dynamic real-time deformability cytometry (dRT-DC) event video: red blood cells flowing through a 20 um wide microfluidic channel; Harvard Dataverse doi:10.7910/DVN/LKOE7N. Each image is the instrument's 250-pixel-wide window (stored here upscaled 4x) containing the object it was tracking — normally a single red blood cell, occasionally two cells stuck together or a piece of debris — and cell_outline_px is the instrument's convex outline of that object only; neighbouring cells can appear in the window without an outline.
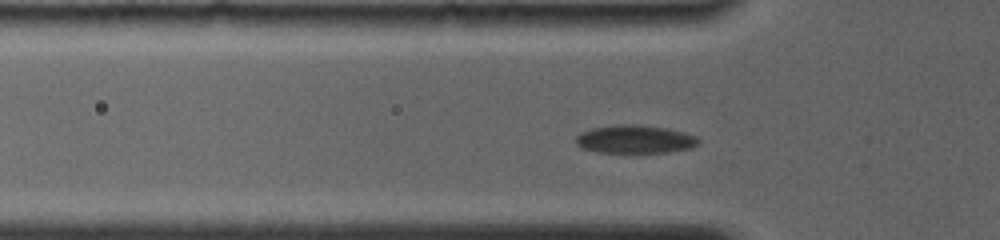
{"species": "common noctule bat (a hibernating species)", "species_latin": "Nyctalus noctula", "temperature_condition": "room temperature", "stored_images_in_passage": 35, "camera_frame_rate_fps": 4000, "um_per_image_px": 0.085, "animal": {"sex": "female", "body_mass_g": 19.0, "forearm_length_mm": 56.7}, "frame": {"image": 1, "passage_image": 9, "time_ms": 3.25, "image_size_px": [1000, 240], "cell_outline_px": [[700, 144], [692, 148], [668, 152], [636, 156], [596, 152], [584, 148], [576, 144], [576, 136], [580, 132], [592, 128], [624, 124], [636, 124], [664, 128], [684, 132], [696, 136], [700, 140]], "centroid_in_image_um": [53.99, 11.9], "position_along_channel_um": 71.8, "area_um2": 21.1}}
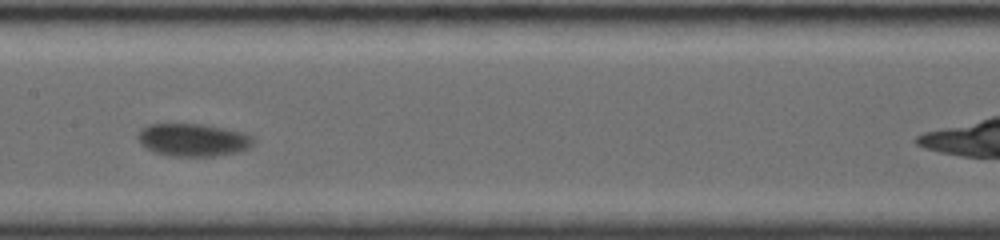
{"frame": {"image": 2, "passage_image": 17, "time_ms": 6.5, "image_size_px": [1000, 240], "cell_outline_px": [[252, 144], [248, 148], [236, 152], [212, 156], [168, 156], [152, 152], [140, 144], [140, 132], [144, 128], [152, 124], [200, 124], [220, 128], [236, 132], [248, 136], [252, 140]], "centroid_in_image_um": [16.33, 11.92], "position_along_channel_um": 191.1, "area_um2": 21.27}}
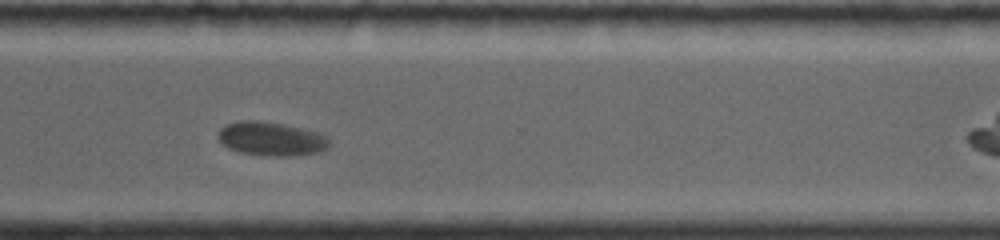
{"frame": {"image": 3, "passage_image": 27, "time_ms": 10.75, "image_size_px": [1000, 240], "cell_outline_px": [[332, 144], [328, 148], [320, 152], [288, 156], [268, 156], [240, 152], [228, 148], [220, 140], [220, 128], [224, 124], [280, 124], [300, 128], [316, 132], [324, 136]], "centroid_in_image_um": [23.14, 11.87], "position_along_channel_um": 347.5, "area_um2": 20.63}, "authors_computed_cell_mechanics": {"area_um2": 21.1548, "velocity_mm_per_s": 3.6682, "shape_relaxation_time_tau1_ms": 3.0296, "shape_relaxation_time_tau2_ms": null, "deformation_change_tau1": 0.0743, "deformation_change_tau2": null}}